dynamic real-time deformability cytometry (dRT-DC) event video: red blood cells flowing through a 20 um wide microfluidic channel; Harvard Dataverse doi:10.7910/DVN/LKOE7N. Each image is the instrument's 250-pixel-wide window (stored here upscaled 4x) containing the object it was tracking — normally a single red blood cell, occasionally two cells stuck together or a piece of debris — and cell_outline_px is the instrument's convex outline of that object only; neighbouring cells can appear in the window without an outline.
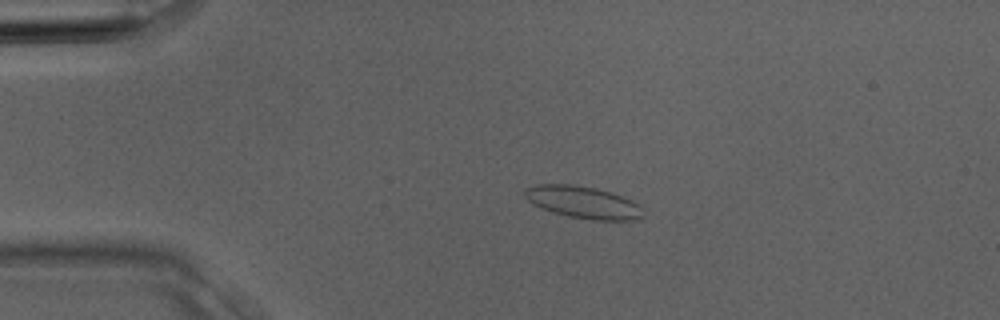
{"species": "Egyptian fruit bat (a non-hibernating species)", "species_latin": "Rousettus aegyptiacus", "temperature_condition": "room temperature", "stored_images_in_passage": 4, "camera_frame_rate_fps": 3000, "um_per_image_px": 0.085, "animal": {"sex": "male"}, "frame": {"image": 1, "passage_image": 3, "time_ms": 0.667, "image_size_px": [1000, 320], "cell_outline_px": [[644, 216], [636, 220], [592, 220], [568, 216], [552, 212], [532, 204], [524, 196], [524, 188], [536, 184], [572, 184], [596, 188], [632, 200], [640, 204], [644, 208]], "centroid_in_image_um": [49.58, 17.2], "position_along_channel_um": 35.4, "area_um2": 22.37}}